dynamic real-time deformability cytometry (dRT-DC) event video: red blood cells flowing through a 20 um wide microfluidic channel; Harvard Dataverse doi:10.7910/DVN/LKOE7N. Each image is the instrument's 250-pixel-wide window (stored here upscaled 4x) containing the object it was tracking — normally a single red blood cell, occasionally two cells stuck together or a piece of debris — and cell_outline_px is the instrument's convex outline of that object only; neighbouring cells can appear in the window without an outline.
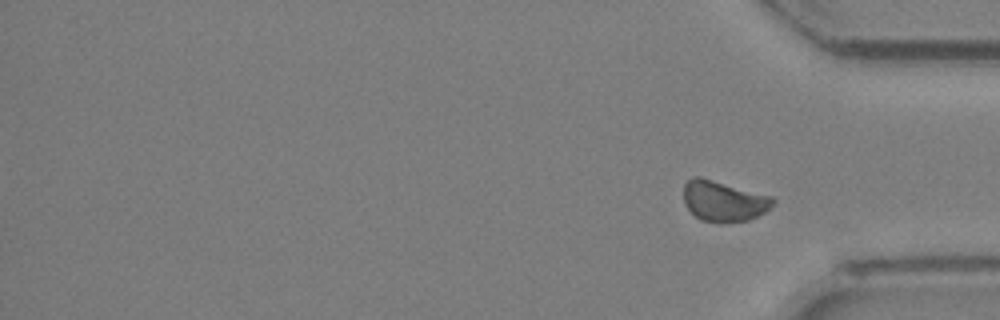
{"species": "Egyptian fruit bat (a non-hibernating species)", "species_latin": "Rousettus aegyptiacus", "temperature_condition": "room temperature", "stored_images_in_passage": 25, "segment_of_instrument_passage": [2, 2], "camera_frame_rate_fps": 3000, "um_per_image_px": 0.085, "animal": {"sex": "female"}, "frame": {"image": 1, "passage_image": 25, "time_ms": 8.0, "image_size_px": [1000, 320], "cell_outline_px": [[776, 200], [764, 212], [748, 220], [720, 224], [700, 220], [684, 204], [684, 184], [692, 176], [700, 176], [772, 196]], "centroid_in_image_um": [61.48, 17.09], "position_along_channel_um": 373.7, "area_um2": 21.27}}